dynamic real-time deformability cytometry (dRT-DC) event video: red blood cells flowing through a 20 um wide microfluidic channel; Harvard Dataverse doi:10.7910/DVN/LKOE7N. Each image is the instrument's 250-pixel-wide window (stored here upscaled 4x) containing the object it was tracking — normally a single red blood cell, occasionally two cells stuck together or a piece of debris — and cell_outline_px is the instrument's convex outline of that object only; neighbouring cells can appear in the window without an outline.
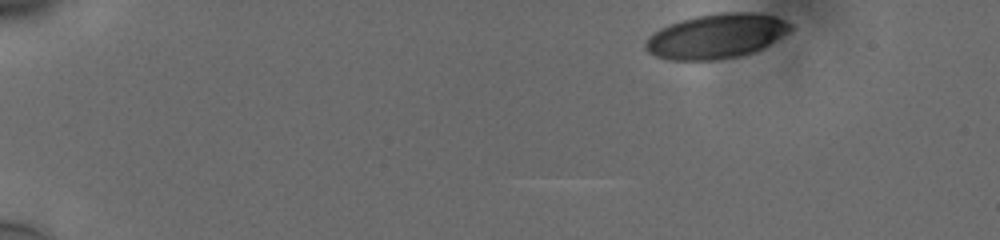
{"species": "human", "species_latin": "Homo sapiens", "temperature_condition": "cold", "stored_images_in_passage": 15, "segment_of_instrument_passage": [2, 2], "camera_frame_rate_fps": 3000, "um_per_image_px": 0.085, "donor": {"sex": "male"}, "frame": {"image": 1, "passage_image": 15, "time_ms": 4.667, "image_size_px": [1000, 240], "cell_outline_px": [[792, 28], [788, 32], [768, 44], [752, 52], [740, 56], [716, 60], [668, 60], [656, 56], [648, 52], [644, 48], [644, 44], [648, 36], [660, 28], [668, 24], [680, 20], [696, 16], [720, 12], [752, 12], [772, 16], [784, 20], [792, 24]], "centroid_in_image_um": [60.83, 3.07], "position_along_channel_um": 24.2, "area_um2": 37.57}}